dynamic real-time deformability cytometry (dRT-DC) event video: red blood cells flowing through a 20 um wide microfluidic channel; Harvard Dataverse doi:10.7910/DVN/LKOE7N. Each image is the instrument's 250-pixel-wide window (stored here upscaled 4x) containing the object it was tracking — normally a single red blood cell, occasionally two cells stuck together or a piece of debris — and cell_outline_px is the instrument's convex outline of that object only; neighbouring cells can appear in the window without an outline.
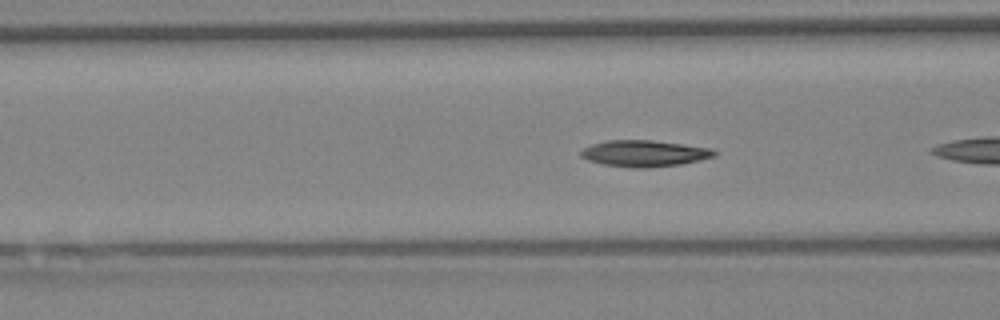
{"species": "Egyptian fruit bat (a non-hibernating species)", "species_latin": "Rousettus aegyptiacus", "temperature_condition": "warm", "stored_images_in_passage": 6, "camera_frame_rate_fps": 3000, "um_per_image_px": 0.085, "animal": {"sex": "female"}, "frame": {"image": 1, "passage_image": 5, "time_ms": 1.333, "image_size_px": [1000, 320], "cell_outline_px": [[716, 156], [700, 160], [680, 164], [648, 168], [632, 168], [604, 164], [588, 160], [580, 156], [580, 152], [584, 148], [592, 144], [608, 140], [652, 140], [684, 144], [712, 148], [716, 152]], "centroid_in_image_um": [54.79, 13.04], "position_along_channel_um": 111.8, "area_um2": 20.52}}